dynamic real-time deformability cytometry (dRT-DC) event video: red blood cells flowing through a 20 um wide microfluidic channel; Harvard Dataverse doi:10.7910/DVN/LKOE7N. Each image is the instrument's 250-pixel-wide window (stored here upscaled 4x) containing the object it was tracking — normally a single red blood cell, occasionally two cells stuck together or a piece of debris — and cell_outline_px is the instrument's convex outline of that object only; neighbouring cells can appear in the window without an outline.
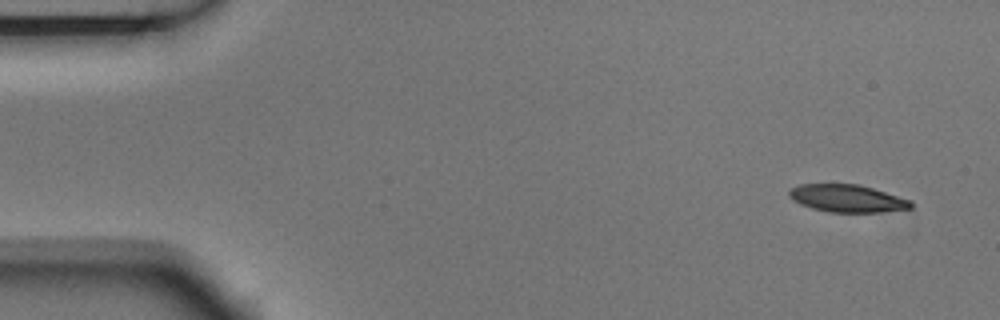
{"species": "Egyptian fruit bat (a non-hibernating species)", "species_latin": "Rousettus aegyptiacus", "temperature_condition": "room temperature", "stored_images_in_passage": 5, "camera_frame_rate_fps": 3000, "um_per_image_px": 0.085, "animal": {"sex": "male"}, "frame": {"image": 1, "passage_image": 1, "time_ms": 0.0, "image_size_px": [1000, 320], "cell_outline_px": [[912, 208], [880, 212], [828, 212], [812, 208], [800, 204], [792, 200], [788, 196], [788, 192], [792, 188], [800, 184], [860, 184], [912, 200]], "centroid_in_image_um": [72.01, 16.86], "position_along_channel_um": 13.0, "area_um2": 19.59}}
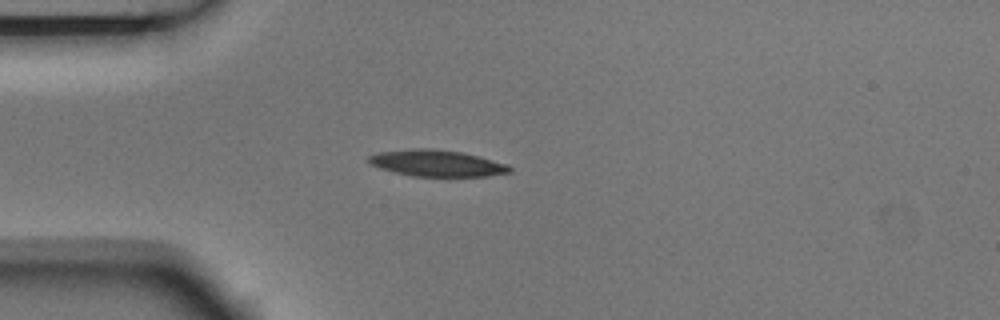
{"frame": {"image": 2, "passage_image": 4, "time_ms": 1.0, "image_size_px": [1000, 320], "cell_outline_px": [[512, 172], [488, 176], [412, 176], [392, 172], [368, 164], [368, 156], [376, 152], [412, 148], [428, 148], [460, 152], [480, 156], [508, 164], [512, 168]], "centroid_in_image_um": [37.11, 13.87], "position_along_channel_um": 47.9, "area_um2": 21.96}}